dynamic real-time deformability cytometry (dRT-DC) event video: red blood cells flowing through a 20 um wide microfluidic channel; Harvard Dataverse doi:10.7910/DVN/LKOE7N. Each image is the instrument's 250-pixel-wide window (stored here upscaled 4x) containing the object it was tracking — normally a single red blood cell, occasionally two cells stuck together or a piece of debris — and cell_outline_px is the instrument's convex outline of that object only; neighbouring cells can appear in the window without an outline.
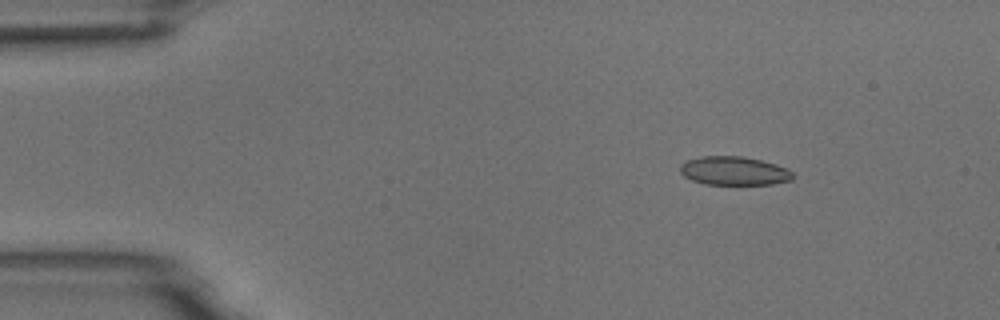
{"species": "common noctule bat (a hibernating species)", "species_latin": "Nyctalus noctula", "temperature_condition": "room temperature", "stored_images_in_passage": 9, "camera_frame_rate_fps": 3000, "um_per_image_px": 0.085, "animal": {"sex": "male", "body_mass_g": 18.8}, "frame": {"image": 1, "passage_image": 3, "time_ms": 2.333, "image_size_px": [1000, 320], "cell_outline_px": [[792, 180], [772, 184], [704, 184], [692, 180], [684, 176], [680, 172], [680, 164], [688, 160], [700, 156], [744, 156], [776, 164], [792, 172]], "centroid_in_image_um": [62.36, 14.52], "position_along_channel_um": 22.6, "area_um2": 18.73}}
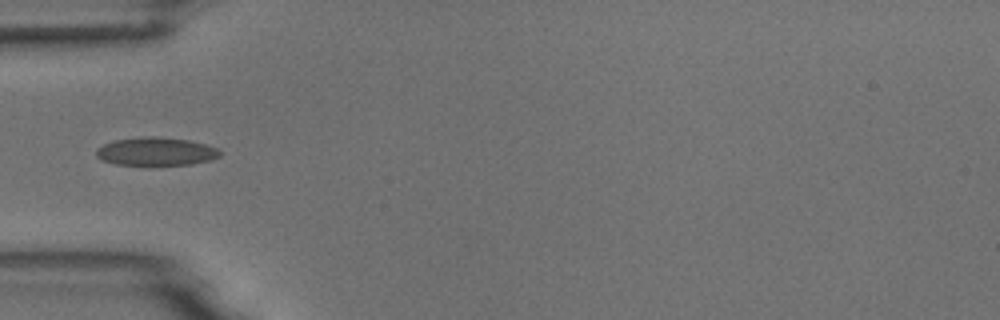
{"frame": {"image": 2, "passage_image": 6, "time_ms": 5.667, "image_size_px": [1000, 320], "cell_outline_px": [[220, 156], [208, 160], [192, 164], [116, 164], [100, 160], [96, 156], [96, 148], [104, 144], [116, 140], [144, 136], [156, 136], [188, 140], [204, 144], [216, 148], [220, 152]], "centroid_in_image_um": [13.21, 12.86], "position_along_channel_um": 71.8, "area_um2": 20.0}}